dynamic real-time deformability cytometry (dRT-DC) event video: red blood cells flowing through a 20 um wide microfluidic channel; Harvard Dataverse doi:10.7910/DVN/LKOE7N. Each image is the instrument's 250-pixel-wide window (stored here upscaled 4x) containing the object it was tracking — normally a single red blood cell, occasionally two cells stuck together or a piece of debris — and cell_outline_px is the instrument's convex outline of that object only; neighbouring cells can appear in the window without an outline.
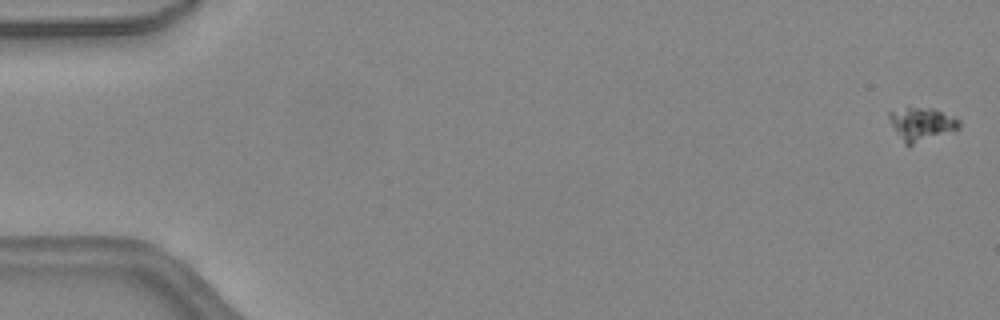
{"species": "common noctule bat (a hibernating species)", "species_latin": "Nyctalus noctula", "temperature_condition": "warm", "stored_images_in_passage": 48, "camera_frame_rate_fps": 3000, "um_per_image_px": 0.085, "animal": {"sex": "female", "body_mass_g": 24.6, "forearm_length_mm": 56.2}, "frame": {"image": 1, "passage_image": 1, "time_ms": 0.0, "image_size_px": [1000, 320], "cell_outline_px": [[960, 128], [908, 148], [904, 144], [896, 132], [888, 116], [888, 112], [908, 108], [932, 108], [960, 120]], "centroid_in_image_um": [78.33, 10.6], "position_along_channel_um": 6.7, "area_um2": 13.53}}
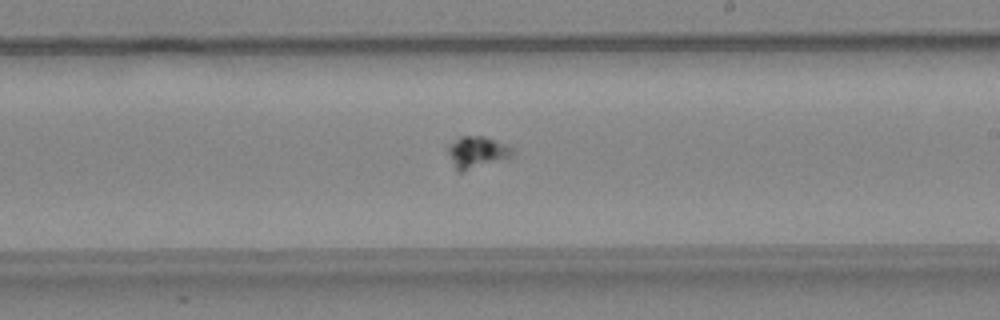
{"frame": {"image": 2, "passage_image": 28, "time_ms": 9.0, "image_size_px": [1000, 320], "cell_outline_px": [[512, 156], [464, 172], [456, 172], [448, 152], [448, 144], [460, 136], [484, 136], [496, 140], [512, 148]], "centroid_in_image_um": [40.49, 12.94], "position_along_channel_um": 248.5, "area_um2": 11.85}}
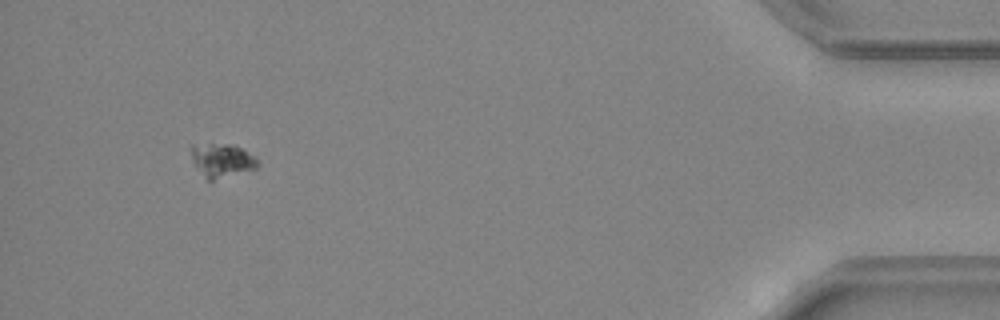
{"frame": {"image": 3, "passage_image": 44, "time_ms": 14.333, "image_size_px": [1000, 320], "cell_outline_px": [[260, 164], [256, 168], [212, 180], [208, 180], [204, 176], [192, 160], [192, 144], [232, 144], [256, 156]], "centroid_in_image_um": [18.89, 13.61], "position_along_channel_um": 416.3, "area_um2": 12.77}}